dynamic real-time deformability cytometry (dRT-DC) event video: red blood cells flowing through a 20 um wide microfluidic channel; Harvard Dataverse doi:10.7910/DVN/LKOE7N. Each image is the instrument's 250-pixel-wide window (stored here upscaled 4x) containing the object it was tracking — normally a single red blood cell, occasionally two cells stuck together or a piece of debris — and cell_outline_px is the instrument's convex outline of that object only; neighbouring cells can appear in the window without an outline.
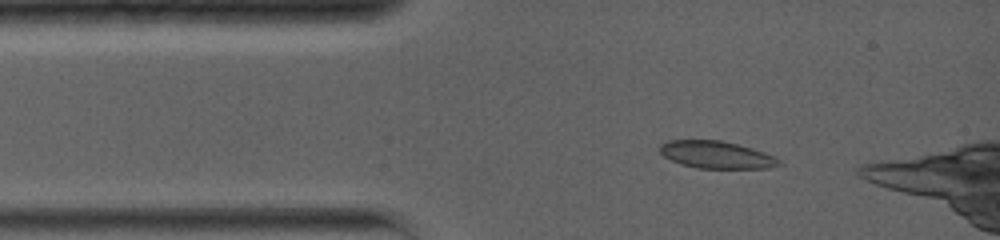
{"species": "common noctule bat (a hibernating species)", "species_latin": "Nyctalus noctula", "temperature_condition": "warm", "stored_images_in_passage": 11, "camera_frame_rate_fps": 5000, "um_per_image_px": 0.085, "animal": {"sex": "female", "body_mass_g": 19.0, "forearm_length_mm": 56.7}, "frame": {"image": 1, "passage_image": 3, "time_ms": 1.0, "image_size_px": [1000, 240], "cell_outline_px": [[784, 164], [768, 168], [696, 168], [680, 164], [664, 156], [660, 152], [660, 144], [664, 140], [720, 140], [752, 148], [776, 156]], "centroid_in_image_um": [60.9, 13.15], "position_along_channel_um": 24.1, "area_um2": 19.07}}
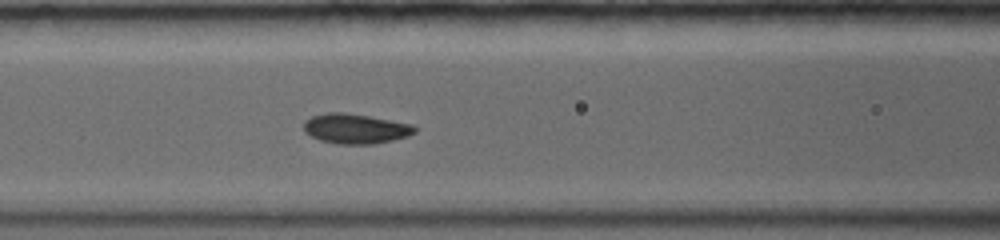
{"frame": {"image": 2, "passage_image": 10, "time_ms": 4.6, "image_size_px": [1000, 240], "cell_outline_px": [[416, 132], [408, 136], [392, 140], [372, 144], [336, 144], [320, 140], [304, 132], [304, 120], [312, 116], [328, 112], [344, 112], [368, 116], [412, 124], [416, 128]], "centroid_in_image_um": [30.2, 10.94], "position_along_channel_um": 136.4, "area_um2": 19.31}}
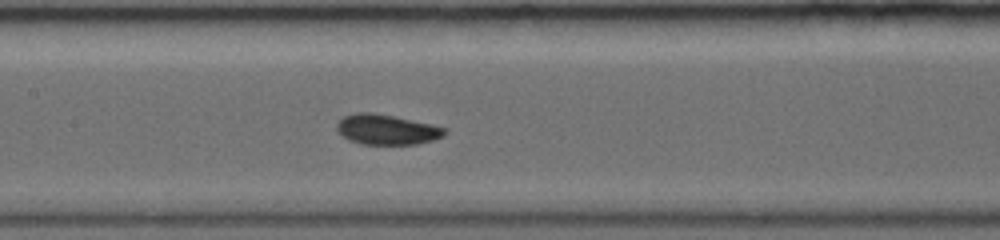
{"frame": {"image": 3, "passage_image": 11, "time_ms": 5.6, "image_size_px": [1000, 240], "cell_outline_px": [[448, 132], [444, 136], [432, 140], [416, 144], [360, 144], [348, 140], [336, 128], [336, 124], [344, 116], [356, 112], [372, 112], [432, 124], [448, 128]], "centroid_in_image_um": [32.89, 11.01], "position_along_channel_um": 174.5, "area_um2": 18.96}}